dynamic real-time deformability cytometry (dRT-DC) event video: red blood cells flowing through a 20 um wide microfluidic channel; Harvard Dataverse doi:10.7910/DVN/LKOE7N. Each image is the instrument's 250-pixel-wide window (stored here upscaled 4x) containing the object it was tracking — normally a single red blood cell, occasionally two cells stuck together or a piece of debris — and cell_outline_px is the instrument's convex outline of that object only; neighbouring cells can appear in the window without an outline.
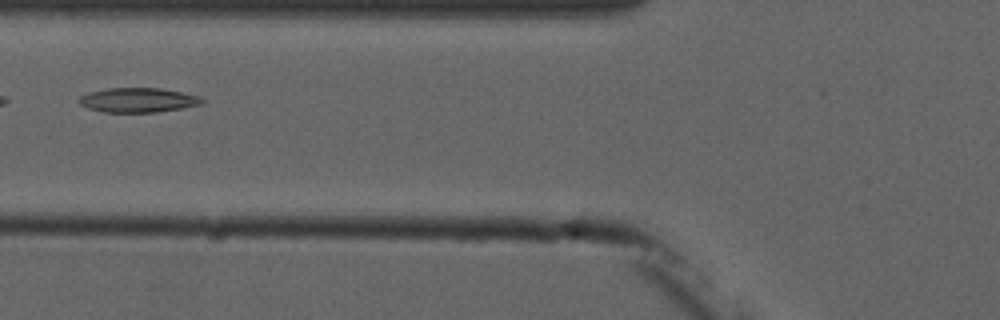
{"species": "common noctule bat (a hibernating species)", "species_latin": "Nyctalus noctula", "temperature_condition": "cold", "stored_images_in_passage": 6, "camera_frame_rate_fps": 3000, "um_per_image_px": 0.085, "animal": {"sex": "male", "forearm_length_mm": 52.5}, "frame": {"image": 1, "passage_image": 6, "time_ms": 6.667, "image_size_px": [1000, 320], "cell_outline_px": [[204, 104], [156, 112], [104, 112], [88, 108], [80, 104], [76, 100], [80, 96], [88, 92], [108, 88], [160, 88], [200, 96], [204, 100]], "centroid_in_image_um": [11.71, 8.5], "position_along_channel_um": 114.1, "area_um2": 17.57}}